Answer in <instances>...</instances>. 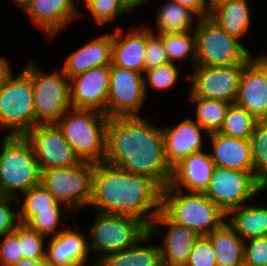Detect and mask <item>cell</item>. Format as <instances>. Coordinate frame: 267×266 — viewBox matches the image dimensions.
<instances>
[{"label": "cell", "mask_w": 267, "mask_h": 266, "mask_svg": "<svg viewBox=\"0 0 267 266\" xmlns=\"http://www.w3.org/2000/svg\"><path fill=\"white\" fill-rule=\"evenodd\" d=\"M209 135L194 119L187 118L178 125L163 128L164 153L171 169L188 155L203 150V133Z\"/></svg>", "instance_id": "cell-18"}, {"label": "cell", "mask_w": 267, "mask_h": 266, "mask_svg": "<svg viewBox=\"0 0 267 266\" xmlns=\"http://www.w3.org/2000/svg\"><path fill=\"white\" fill-rule=\"evenodd\" d=\"M23 200L19 205V222L25 224L37 211L52 210V206L63 204L55 201L54 197L41 184L31 187L22 193Z\"/></svg>", "instance_id": "cell-32"}, {"label": "cell", "mask_w": 267, "mask_h": 266, "mask_svg": "<svg viewBox=\"0 0 267 266\" xmlns=\"http://www.w3.org/2000/svg\"><path fill=\"white\" fill-rule=\"evenodd\" d=\"M144 75L126 68L110 65L106 116H141L139 110L146 100Z\"/></svg>", "instance_id": "cell-12"}, {"label": "cell", "mask_w": 267, "mask_h": 266, "mask_svg": "<svg viewBox=\"0 0 267 266\" xmlns=\"http://www.w3.org/2000/svg\"><path fill=\"white\" fill-rule=\"evenodd\" d=\"M93 226L87 236L89 251L99 254L95 257L102 260L106 255L129 249L142 239L149 228L139 219L108 213H96Z\"/></svg>", "instance_id": "cell-8"}, {"label": "cell", "mask_w": 267, "mask_h": 266, "mask_svg": "<svg viewBox=\"0 0 267 266\" xmlns=\"http://www.w3.org/2000/svg\"><path fill=\"white\" fill-rule=\"evenodd\" d=\"M158 10L155 23L157 34L194 32L193 21L199 17L193 11L171 0L164 2Z\"/></svg>", "instance_id": "cell-29"}, {"label": "cell", "mask_w": 267, "mask_h": 266, "mask_svg": "<svg viewBox=\"0 0 267 266\" xmlns=\"http://www.w3.org/2000/svg\"><path fill=\"white\" fill-rule=\"evenodd\" d=\"M161 202L162 188L153 179L105 162L94 164L89 205L96 212L134 217L149 228L161 211Z\"/></svg>", "instance_id": "cell-2"}, {"label": "cell", "mask_w": 267, "mask_h": 266, "mask_svg": "<svg viewBox=\"0 0 267 266\" xmlns=\"http://www.w3.org/2000/svg\"><path fill=\"white\" fill-rule=\"evenodd\" d=\"M14 266H50L45 260L21 259Z\"/></svg>", "instance_id": "cell-46"}, {"label": "cell", "mask_w": 267, "mask_h": 266, "mask_svg": "<svg viewBox=\"0 0 267 266\" xmlns=\"http://www.w3.org/2000/svg\"><path fill=\"white\" fill-rule=\"evenodd\" d=\"M25 138L31 143L41 170L75 166L81 162L56 124H38Z\"/></svg>", "instance_id": "cell-14"}, {"label": "cell", "mask_w": 267, "mask_h": 266, "mask_svg": "<svg viewBox=\"0 0 267 266\" xmlns=\"http://www.w3.org/2000/svg\"><path fill=\"white\" fill-rule=\"evenodd\" d=\"M27 64L24 70L32 79L36 125L55 124L71 108L70 79L62 68L49 73L32 60Z\"/></svg>", "instance_id": "cell-9"}, {"label": "cell", "mask_w": 267, "mask_h": 266, "mask_svg": "<svg viewBox=\"0 0 267 266\" xmlns=\"http://www.w3.org/2000/svg\"><path fill=\"white\" fill-rule=\"evenodd\" d=\"M163 41L164 49L170 63L175 61L181 63L182 60L190 57L191 62L196 66L195 33H168L157 34Z\"/></svg>", "instance_id": "cell-33"}, {"label": "cell", "mask_w": 267, "mask_h": 266, "mask_svg": "<svg viewBox=\"0 0 267 266\" xmlns=\"http://www.w3.org/2000/svg\"><path fill=\"white\" fill-rule=\"evenodd\" d=\"M248 0H233L216 5L210 12L213 19L225 32L239 40L247 35L251 26Z\"/></svg>", "instance_id": "cell-26"}, {"label": "cell", "mask_w": 267, "mask_h": 266, "mask_svg": "<svg viewBox=\"0 0 267 266\" xmlns=\"http://www.w3.org/2000/svg\"><path fill=\"white\" fill-rule=\"evenodd\" d=\"M109 117L94 109L69 108L55 123L80 161L103 163Z\"/></svg>", "instance_id": "cell-3"}, {"label": "cell", "mask_w": 267, "mask_h": 266, "mask_svg": "<svg viewBox=\"0 0 267 266\" xmlns=\"http://www.w3.org/2000/svg\"><path fill=\"white\" fill-rule=\"evenodd\" d=\"M249 140L253 173L262 183L267 179V120H258Z\"/></svg>", "instance_id": "cell-34"}, {"label": "cell", "mask_w": 267, "mask_h": 266, "mask_svg": "<svg viewBox=\"0 0 267 266\" xmlns=\"http://www.w3.org/2000/svg\"><path fill=\"white\" fill-rule=\"evenodd\" d=\"M36 126L34 91L30 75L11 71L0 88V128L7 136H25Z\"/></svg>", "instance_id": "cell-6"}, {"label": "cell", "mask_w": 267, "mask_h": 266, "mask_svg": "<svg viewBox=\"0 0 267 266\" xmlns=\"http://www.w3.org/2000/svg\"><path fill=\"white\" fill-rule=\"evenodd\" d=\"M75 3L74 0H34L25 13L40 31L52 39L69 22L82 15Z\"/></svg>", "instance_id": "cell-19"}, {"label": "cell", "mask_w": 267, "mask_h": 266, "mask_svg": "<svg viewBox=\"0 0 267 266\" xmlns=\"http://www.w3.org/2000/svg\"><path fill=\"white\" fill-rule=\"evenodd\" d=\"M86 9L94 18L95 24L99 26L111 23L119 16L129 13L123 0H94Z\"/></svg>", "instance_id": "cell-38"}, {"label": "cell", "mask_w": 267, "mask_h": 266, "mask_svg": "<svg viewBox=\"0 0 267 266\" xmlns=\"http://www.w3.org/2000/svg\"><path fill=\"white\" fill-rule=\"evenodd\" d=\"M13 202L15 204V202H18V199L6 196L0 200V236L12 232L20 224L19 212H15L11 208Z\"/></svg>", "instance_id": "cell-43"}, {"label": "cell", "mask_w": 267, "mask_h": 266, "mask_svg": "<svg viewBox=\"0 0 267 266\" xmlns=\"http://www.w3.org/2000/svg\"><path fill=\"white\" fill-rule=\"evenodd\" d=\"M4 197H6L4 191L2 190V187L0 185V200L3 199Z\"/></svg>", "instance_id": "cell-53"}, {"label": "cell", "mask_w": 267, "mask_h": 266, "mask_svg": "<svg viewBox=\"0 0 267 266\" xmlns=\"http://www.w3.org/2000/svg\"><path fill=\"white\" fill-rule=\"evenodd\" d=\"M244 266H267V236L245 241Z\"/></svg>", "instance_id": "cell-40"}, {"label": "cell", "mask_w": 267, "mask_h": 266, "mask_svg": "<svg viewBox=\"0 0 267 266\" xmlns=\"http://www.w3.org/2000/svg\"><path fill=\"white\" fill-rule=\"evenodd\" d=\"M186 264L189 266H217L215 252L207 236H201L195 242Z\"/></svg>", "instance_id": "cell-41"}, {"label": "cell", "mask_w": 267, "mask_h": 266, "mask_svg": "<svg viewBox=\"0 0 267 266\" xmlns=\"http://www.w3.org/2000/svg\"><path fill=\"white\" fill-rule=\"evenodd\" d=\"M245 63L233 66H195L190 93L194 97L236 102Z\"/></svg>", "instance_id": "cell-13"}, {"label": "cell", "mask_w": 267, "mask_h": 266, "mask_svg": "<svg viewBox=\"0 0 267 266\" xmlns=\"http://www.w3.org/2000/svg\"><path fill=\"white\" fill-rule=\"evenodd\" d=\"M110 65L89 69L70 78V103L75 109H94L106 115Z\"/></svg>", "instance_id": "cell-16"}, {"label": "cell", "mask_w": 267, "mask_h": 266, "mask_svg": "<svg viewBox=\"0 0 267 266\" xmlns=\"http://www.w3.org/2000/svg\"><path fill=\"white\" fill-rule=\"evenodd\" d=\"M94 0H81V2L87 7Z\"/></svg>", "instance_id": "cell-52"}, {"label": "cell", "mask_w": 267, "mask_h": 266, "mask_svg": "<svg viewBox=\"0 0 267 266\" xmlns=\"http://www.w3.org/2000/svg\"><path fill=\"white\" fill-rule=\"evenodd\" d=\"M161 210L176 224L200 236L221 226L227 215L204 193H189L167 185L162 189Z\"/></svg>", "instance_id": "cell-4"}, {"label": "cell", "mask_w": 267, "mask_h": 266, "mask_svg": "<svg viewBox=\"0 0 267 266\" xmlns=\"http://www.w3.org/2000/svg\"><path fill=\"white\" fill-rule=\"evenodd\" d=\"M262 192L253 171L215 167L204 194L226 215Z\"/></svg>", "instance_id": "cell-11"}, {"label": "cell", "mask_w": 267, "mask_h": 266, "mask_svg": "<svg viewBox=\"0 0 267 266\" xmlns=\"http://www.w3.org/2000/svg\"><path fill=\"white\" fill-rule=\"evenodd\" d=\"M62 211L66 212V214L70 212L64 205L52 206V210L37 211V213L25 223V225L45 237H52L54 232V236H56L65 229H61V227H59V224L62 221ZM58 227L59 229H57Z\"/></svg>", "instance_id": "cell-35"}, {"label": "cell", "mask_w": 267, "mask_h": 266, "mask_svg": "<svg viewBox=\"0 0 267 266\" xmlns=\"http://www.w3.org/2000/svg\"><path fill=\"white\" fill-rule=\"evenodd\" d=\"M267 190V179L262 182V192Z\"/></svg>", "instance_id": "cell-51"}, {"label": "cell", "mask_w": 267, "mask_h": 266, "mask_svg": "<svg viewBox=\"0 0 267 266\" xmlns=\"http://www.w3.org/2000/svg\"><path fill=\"white\" fill-rule=\"evenodd\" d=\"M257 120H267V56H252L243 69L235 102Z\"/></svg>", "instance_id": "cell-15"}, {"label": "cell", "mask_w": 267, "mask_h": 266, "mask_svg": "<svg viewBox=\"0 0 267 266\" xmlns=\"http://www.w3.org/2000/svg\"><path fill=\"white\" fill-rule=\"evenodd\" d=\"M195 23L196 66H233L244 64L253 56L238 38L210 17Z\"/></svg>", "instance_id": "cell-7"}, {"label": "cell", "mask_w": 267, "mask_h": 266, "mask_svg": "<svg viewBox=\"0 0 267 266\" xmlns=\"http://www.w3.org/2000/svg\"><path fill=\"white\" fill-rule=\"evenodd\" d=\"M96 262H97V263H96ZM86 263H87V262H81V263L74 264V265H72V266H85ZM95 264H96L97 266H103L101 260H98V259L95 261ZM86 266H87V265H86Z\"/></svg>", "instance_id": "cell-50"}, {"label": "cell", "mask_w": 267, "mask_h": 266, "mask_svg": "<svg viewBox=\"0 0 267 266\" xmlns=\"http://www.w3.org/2000/svg\"><path fill=\"white\" fill-rule=\"evenodd\" d=\"M144 88L147 92L148 85L153 90H168L171 89L178 81L180 71L175 63H168L162 66L154 67L144 71Z\"/></svg>", "instance_id": "cell-37"}, {"label": "cell", "mask_w": 267, "mask_h": 266, "mask_svg": "<svg viewBox=\"0 0 267 266\" xmlns=\"http://www.w3.org/2000/svg\"><path fill=\"white\" fill-rule=\"evenodd\" d=\"M159 224L167 230L162 232V229L157 227ZM159 232L165 235L160 243L163 266L186 264L195 242L201 237L192 229L174 223L162 210L149 227L150 234Z\"/></svg>", "instance_id": "cell-17"}, {"label": "cell", "mask_w": 267, "mask_h": 266, "mask_svg": "<svg viewBox=\"0 0 267 266\" xmlns=\"http://www.w3.org/2000/svg\"><path fill=\"white\" fill-rule=\"evenodd\" d=\"M207 237L215 252L217 266H244L245 241L227 221Z\"/></svg>", "instance_id": "cell-25"}, {"label": "cell", "mask_w": 267, "mask_h": 266, "mask_svg": "<svg viewBox=\"0 0 267 266\" xmlns=\"http://www.w3.org/2000/svg\"><path fill=\"white\" fill-rule=\"evenodd\" d=\"M86 234L72 229H64L53 235L47 244L45 261L50 266H72L77 263L93 260L88 259L89 245Z\"/></svg>", "instance_id": "cell-23"}, {"label": "cell", "mask_w": 267, "mask_h": 266, "mask_svg": "<svg viewBox=\"0 0 267 266\" xmlns=\"http://www.w3.org/2000/svg\"><path fill=\"white\" fill-rule=\"evenodd\" d=\"M133 29L134 27L127 33L120 27H116L113 32L111 65L143 74L147 38L153 31L152 28L147 27Z\"/></svg>", "instance_id": "cell-20"}, {"label": "cell", "mask_w": 267, "mask_h": 266, "mask_svg": "<svg viewBox=\"0 0 267 266\" xmlns=\"http://www.w3.org/2000/svg\"><path fill=\"white\" fill-rule=\"evenodd\" d=\"M0 239V266L16 265L23 259L18 238V226L12 232L0 236Z\"/></svg>", "instance_id": "cell-39"}, {"label": "cell", "mask_w": 267, "mask_h": 266, "mask_svg": "<svg viewBox=\"0 0 267 266\" xmlns=\"http://www.w3.org/2000/svg\"><path fill=\"white\" fill-rule=\"evenodd\" d=\"M214 168L210 153L204 151L193 153L172 168L169 185L179 190L185 187L189 193H204Z\"/></svg>", "instance_id": "cell-21"}, {"label": "cell", "mask_w": 267, "mask_h": 266, "mask_svg": "<svg viewBox=\"0 0 267 266\" xmlns=\"http://www.w3.org/2000/svg\"><path fill=\"white\" fill-rule=\"evenodd\" d=\"M34 0H13L25 12L27 8L33 3Z\"/></svg>", "instance_id": "cell-48"}, {"label": "cell", "mask_w": 267, "mask_h": 266, "mask_svg": "<svg viewBox=\"0 0 267 266\" xmlns=\"http://www.w3.org/2000/svg\"><path fill=\"white\" fill-rule=\"evenodd\" d=\"M1 144L0 185L6 196L15 197L20 202L17 191L23 193L41 183L39 162L25 136L5 135Z\"/></svg>", "instance_id": "cell-5"}, {"label": "cell", "mask_w": 267, "mask_h": 266, "mask_svg": "<svg viewBox=\"0 0 267 266\" xmlns=\"http://www.w3.org/2000/svg\"><path fill=\"white\" fill-rule=\"evenodd\" d=\"M228 1H233V0H208V5L210 10H212L216 5H220Z\"/></svg>", "instance_id": "cell-49"}, {"label": "cell", "mask_w": 267, "mask_h": 266, "mask_svg": "<svg viewBox=\"0 0 267 266\" xmlns=\"http://www.w3.org/2000/svg\"><path fill=\"white\" fill-rule=\"evenodd\" d=\"M189 100L196 106V122L209 134L218 132L222 127L230 103L194 97L190 92Z\"/></svg>", "instance_id": "cell-30"}, {"label": "cell", "mask_w": 267, "mask_h": 266, "mask_svg": "<svg viewBox=\"0 0 267 266\" xmlns=\"http://www.w3.org/2000/svg\"><path fill=\"white\" fill-rule=\"evenodd\" d=\"M112 45L111 32L90 40L67 56L62 66L64 74L70 79L91 68L111 65Z\"/></svg>", "instance_id": "cell-22"}, {"label": "cell", "mask_w": 267, "mask_h": 266, "mask_svg": "<svg viewBox=\"0 0 267 266\" xmlns=\"http://www.w3.org/2000/svg\"><path fill=\"white\" fill-rule=\"evenodd\" d=\"M211 159L215 167L253 171L250 140L225 136L219 132L210 133Z\"/></svg>", "instance_id": "cell-24"}, {"label": "cell", "mask_w": 267, "mask_h": 266, "mask_svg": "<svg viewBox=\"0 0 267 266\" xmlns=\"http://www.w3.org/2000/svg\"><path fill=\"white\" fill-rule=\"evenodd\" d=\"M10 64L11 63H9L5 56H0V88L4 79L12 71Z\"/></svg>", "instance_id": "cell-45"}, {"label": "cell", "mask_w": 267, "mask_h": 266, "mask_svg": "<svg viewBox=\"0 0 267 266\" xmlns=\"http://www.w3.org/2000/svg\"><path fill=\"white\" fill-rule=\"evenodd\" d=\"M149 232L129 249L106 255L102 260L103 266H163L161 247L158 245H141L152 238ZM140 245V246H139Z\"/></svg>", "instance_id": "cell-28"}, {"label": "cell", "mask_w": 267, "mask_h": 266, "mask_svg": "<svg viewBox=\"0 0 267 266\" xmlns=\"http://www.w3.org/2000/svg\"><path fill=\"white\" fill-rule=\"evenodd\" d=\"M179 3L181 6L193 11L198 17L206 18L210 16L208 0H171Z\"/></svg>", "instance_id": "cell-44"}, {"label": "cell", "mask_w": 267, "mask_h": 266, "mask_svg": "<svg viewBox=\"0 0 267 266\" xmlns=\"http://www.w3.org/2000/svg\"><path fill=\"white\" fill-rule=\"evenodd\" d=\"M226 221L244 241L267 236V207L242 205L231 210Z\"/></svg>", "instance_id": "cell-27"}, {"label": "cell", "mask_w": 267, "mask_h": 266, "mask_svg": "<svg viewBox=\"0 0 267 266\" xmlns=\"http://www.w3.org/2000/svg\"><path fill=\"white\" fill-rule=\"evenodd\" d=\"M144 55L145 70L169 63L163 41L157 34L154 33L147 38Z\"/></svg>", "instance_id": "cell-42"}, {"label": "cell", "mask_w": 267, "mask_h": 266, "mask_svg": "<svg viewBox=\"0 0 267 266\" xmlns=\"http://www.w3.org/2000/svg\"><path fill=\"white\" fill-rule=\"evenodd\" d=\"M94 163L81 161L75 166L41 170V184L69 211L89 206Z\"/></svg>", "instance_id": "cell-10"}, {"label": "cell", "mask_w": 267, "mask_h": 266, "mask_svg": "<svg viewBox=\"0 0 267 266\" xmlns=\"http://www.w3.org/2000/svg\"><path fill=\"white\" fill-rule=\"evenodd\" d=\"M258 120L236 103L230 104L219 133L249 140Z\"/></svg>", "instance_id": "cell-31"}, {"label": "cell", "mask_w": 267, "mask_h": 266, "mask_svg": "<svg viewBox=\"0 0 267 266\" xmlns=\"http://www.w3.org/2000/svg\"><path fill=\"white\" fill-rule=\"evenodd\" d=\"M173 266H189L187 264H179V265H173Z\"/></svg>", "instance_id": "cell-54"}, {"label": "cell", "mask_w": 267, "mask_h": 266, "mask_svg": "<svg viewBox=\"0 0 267 266\" xmlns=\"http://www.w3.org/2000/svg\"><path fill=\"white\" fill-rule=\"evenodd\" d=\"M18 238L23 259L45 260L46 248L44 246L47 237L20 223L18 225Z\"/></svg>", "instance_id": "cell-36"}, {"label": "cell", "mask_w": 267, "mask_h": 266, "mask_svg": "<svg viewBox=\"0 0 267 266\" xmlns=\"http://www.w3.org/2000/svg\"><path fill=\"white\" fill-rule=\"evenodd\" d=\"M150 0H123L126 8L132 12L133 9H136L139 6H143V4H147Z\"/></svg>", "instance_id": "cell-47"}, {"label": "cell", "mask_w": 267, "mask_h": 266, "mask_svg": "<svg viewBox=\"0 0 267 266\" xmlns=\"http://www.w3.org/2000/svg\"><path fill=\"white\" fill-rule=\"evenodd\" d=\"M105 163L153 179L162 189L172 169L164 153L162 127L142 116L110 117L106 127Z\"/></svg>", "instance_id": "cell-1"}]
</instances>
